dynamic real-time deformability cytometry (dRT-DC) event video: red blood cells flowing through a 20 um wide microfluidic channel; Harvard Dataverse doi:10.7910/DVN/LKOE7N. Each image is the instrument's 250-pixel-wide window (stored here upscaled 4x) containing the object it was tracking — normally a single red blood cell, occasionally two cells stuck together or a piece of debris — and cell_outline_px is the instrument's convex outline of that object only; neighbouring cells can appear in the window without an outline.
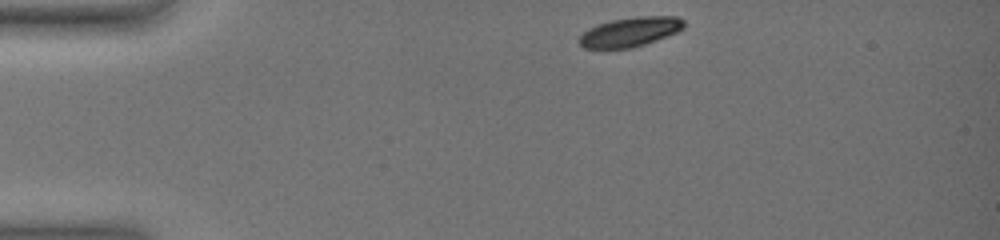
{"species": "common noctule bat (a hibernating species)", "species_latin": "Nyctalus noctula", "temperature_condition": "warm", "stored_images_in_passage": 36, "camera_frame_rate_fps": 3000, "um_per_image_px": 0.085, "animal": {"sex": "female", "body_mass_g": 19.0, "forearm_length_mm": 51.5}, "frame": {"image": 1, "passage_image": 1, "time_ms": 0.0, "image_size_px": [1000, 240], "cell_outline_px": [[684, 28], [668, 36], [632, 48], [584, 48], [576, 40], [588, 28], [596, 24], [612, 20], [636, 16], [676, 16], [684, 20]], "centroid_in_image_um": [53.55, 2.7], "position_along_channel_um": 31.5, "area_um2": 18.03}}
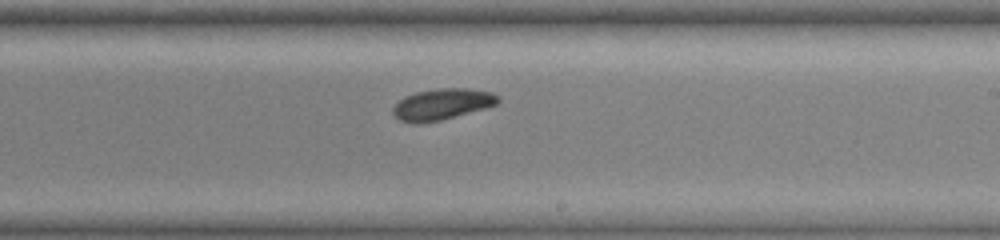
{"frame": {"image": 2, "passage_image": 23, "time_ms": 8.0, "image_size_px": [1000, 240], "cell_outline_px": [[500, 100], [496, 104], [484, 108], [440, 120], [412, 124], [400, 120], [392, 112], [392, 108], [404, 96], [416, 92], [436, 88], [468, 88], [492, 92], [500, 96]], "centroid_in_image_um": [37.57, 8.84], "position_along_channel_um": 251.4, "area_um2": 18.96}}
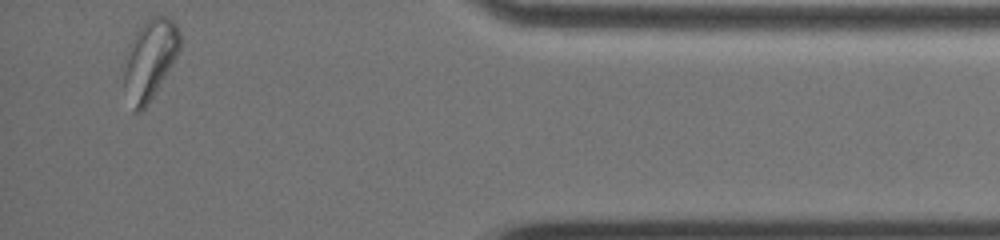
{"frame": {"image": 3, "passage_image": 36, "time_ms": 13.667, "image_size_px": [1000, 240], "cell_outline_px": [[180, 48], [176, 56], [148, 104], [140, 112], [132, 112], [124, 88], [124, 56], [128, 44], [144, 20], [148, 16], [168, 16], [176, 24], [180, 32]], "centroid_in_image_um": [12.7, 5.03], "position_along_channel_um": 422.5, "area_um2": 26.24}, "authors_computed_cell_mechanics": {"area_um2": 19.3919, "velocity_mm_per_s": 3.5531, "shape_relaxation_time_tau1_ms": 3.3007, "shape_relaxation_time_tau2_ms": null, "deformation_change_tau1": 0.1376, "deformation_change_tau2": null}}